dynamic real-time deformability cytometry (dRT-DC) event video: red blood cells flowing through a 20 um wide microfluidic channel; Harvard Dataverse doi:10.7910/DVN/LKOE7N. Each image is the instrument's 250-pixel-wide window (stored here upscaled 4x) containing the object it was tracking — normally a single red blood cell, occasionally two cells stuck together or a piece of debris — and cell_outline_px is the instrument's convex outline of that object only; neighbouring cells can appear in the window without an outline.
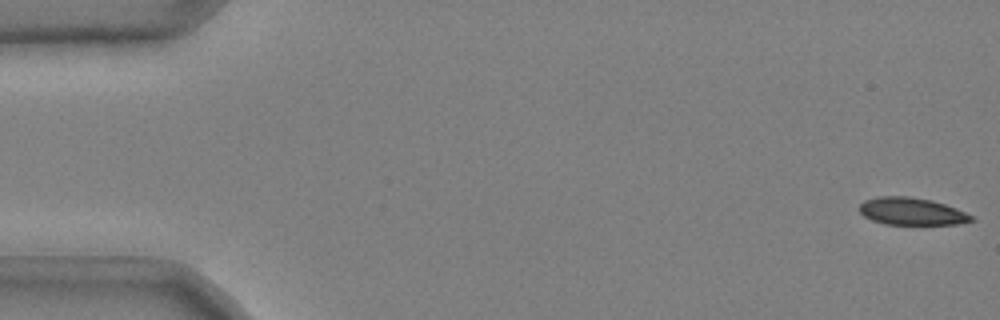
{"species": "common noctule bat (a hibernating species)", "species_latin": "Nyctalus noctula", "temperature_condition": "cold", "stored_images_in_passage": 13, "camera_frame_rate_fps": 3000, "um_per_image_px": 0.085, "animal": {"sex": "male", "body_mass_g": 20.4}, "frame": {"image": 1, "passage_image": 1, "time_ms": 0.0, "image_size_px": [1000, 320], "cell_outline_px": [[976, 220], [956, 224], [884, 224], [872, 220], [864, 216], [860, 212], [860, 204], [864, 200], [876, 196], [908, 196], [932, 200], [956, 208], [972, 216]], "centroid_in_image_um": [77.47, 17.96], "position_along_channel_um": 7.5, "area_um2": 17.8}}